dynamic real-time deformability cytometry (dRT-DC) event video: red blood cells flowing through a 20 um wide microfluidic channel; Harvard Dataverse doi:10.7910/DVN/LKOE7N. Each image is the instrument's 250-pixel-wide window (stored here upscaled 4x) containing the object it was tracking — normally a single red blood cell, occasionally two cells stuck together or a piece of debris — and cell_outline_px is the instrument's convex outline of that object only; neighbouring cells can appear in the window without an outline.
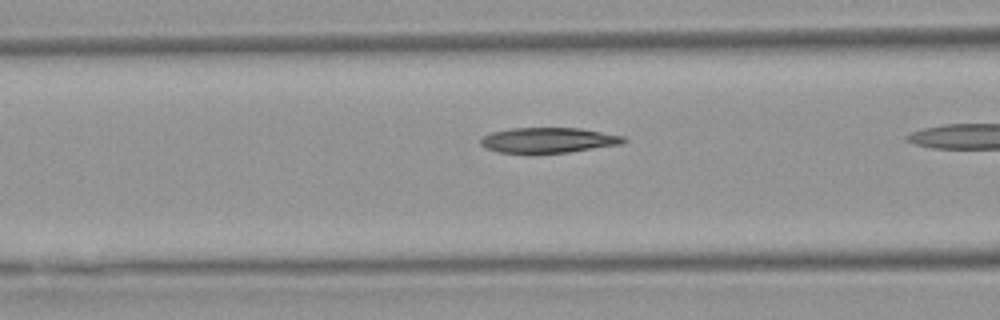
{"species": "Egyptian fruit bat (a non-hibernating species)", "species_latin": "Rousettus aegyptiacus", "temperature_condition": "warm", "stored_images_in_passage": 20, "camera_frame_rate_fps": 3000, "um_per_image_px": 0.085, "animal": {"sex": "female"}, "frame": {"image": 1, "passage_image": 15, "time_ms": 4.667, "image_size_px": [1000, 320], "cell_outline_px": [[628, 140], [624, 144], [568, 152], [500, 152], [484, 148], [480, 144], [480, 136], [492, 132], [508, 128], [580, 128], [624, 136]], "centroid_in_image_um": [46.61, 11.9], "position_along_channel_um": 120.0, "area_um2": 21.04}}